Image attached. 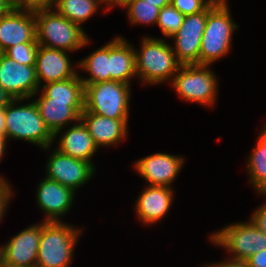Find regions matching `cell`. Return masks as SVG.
<instances>
[{"instance_id": "obj_40", "label": "cell", "mask_w": 266, "mask_h": 267, "mask_svg": "<svg viewBox=\"0 0 266 267\" xmlns=\"http://www.w3.org/2000/svg\"><path fill=\"white\" fill-rule=\"evenodd\" d=\"M150 4H155L159 9L163 8L166 5L171 4V0H146Z\"/></svg>"}, {"instance_id": "obj_33", "label": "cell", "mask_w": 266, "mask_h": 267, "mask_svg": "<svg viewBox=\"0 0 266 267\" xmlns=\"http://www.w3.org/2000/svg\"><path fill=\"white\" fill-rule=\"evenodd\" d=\"M246 261L250 267H266V250L253 254Z\"/></svg>"}, {"instance_id": "obj_20", "label": "cell", "mask_w": 266, "mask_h": 267, "mask_svg": "<svg viewBox=\"0 0 266 267\" xmlns=\"http://www.w3.org/2000/svg\"><path fill=\"white\" fill-rule=\"evenodd\" d=\"M77 123L71 124L69 129L62 132L56 149L65 155L93 163L91 159L98 147L82 121L79 120Z\"/></svg>"}, {"instance_id": "obj_15", "label": "cell", "mask_w": 266, "mask_h": 267, "mask_svg": "<svg viewBox=\"0 0 266 267\" xmlns=\"http://www.w3.org/2000/svg\"><path fill=\"white\" fill-rule=\"evenodd\" d=\"M75 192L64 185L47 177L37 185L36 202L45 214L44 222H62L73 204Z\"/></svg>"}, {"instance_id": "obj_8", "label": "cell", "mask_w": 266, "mask_h": 267, "mask_svg": "<svg viewBox=\"0 0 266 267\" xmlns=\"http://www.w3.org/2000/svg\"><path fill=\"white\" fill-rule=\"evenodd\" d=\"M212 244L232 253L228 259L246 261L253 254L266 250V234L250 220L229 224L209 237Z\"/></svg>"}, {"instance_id": "obj_27", "label": "cell", "mask_w": 266, "mask_h": 267, "mask_svg": "<svg viewBox=\"0 0 266 267\" xmlns=\"http://www.w3.org/2000/svg\"><path fill=\"white\" fill-rule=\"evenodd\" d=\"M184 15L171 4L160 9L156 25L167 38H171L181 27Z\"/></svg>"}, {"instance_id": "obj_29", "label": "cell", "mask_w": 266, "mask_h": 267, "mask_svg": "<svg viewBox=\"0 0 266 267\" xmlns=\"http://www.w3.org/2000/svg\"><path fill=\"white\" fill-rule=\"evenodd\" d=\"M213 1L225 2L227 0H171V5L187 16L204 11Z\"/></svg>"}, {"instance_id": "obj_23", "label": "cell", "mask_w": 266, "mask_h": 267, "mask_svg": "<svg viewBox=\"0 0 266 267\" xmlns=\"http://www.w3.org/2000/svg\"><path fill=\"white\" fill-rule=\"evenodd\" d=\"M247 161L249 182L257 194L266 196V140L259 135Z\"/></svg>"}, {"instance_id": "obj_21", "label": "cell", "mask_w": 266, "mask_h": 267, "mask_svg": "<svg viewBox=\"0 0 266 267\" xmlns=\"http://www.w3.org/2000/svg\"><path fill=\"white\" fill-rule=\"evenodd\" d=\"M135 47L124 37L110 40V80L129 84L136 78Z\"/></svg>"}, {"instance_id": "obj_36", "label": "cell", "mask_w": 266, "mask_h": 267, "mask_svg": "<svg viewBox=\"0 0 266 267\" xmlns=\"http://www.w3.org/2000/svg\"><path fill=\"white\" fill-rule=\"evenodd\" d=\"M130 0H100L101 4H106V10L105 11H110L114 7H123L127 2Z\"/></svg>"}, {"instance_id": "obj_41", "label": "cell", "mask_w": 266, "mask_h": 267, "mask_svg": "<svg viewBox=\"0 0 266 267\" xmlns=\"http://www.w3.org/2000/svg\"><path fill=\"white\" fill-rule=\"evenodd\" d=\"M259 134L266 140V123L264 127L261 129V131L259 132Z\"/></svg>"}, {"instance_id": "obj_32", "label": "cell", "mask_w": 266, "mask_h": 267, "mask_svg": "<svg viewBox=\"0 0 266 267\" xmlns=\"http://www.w3.org/2000/svg\"><path fill=\"white\" fill-rule=\"evenodd\" d=\"M55 0H18V7L23 8H41L53 7Z\"/></svg>"}, {"instance_id": "obj_7", "label": "cell", "mask_w": 266, "mask_h": 267, "mask_svg": "<svg viewBox=\"0 0 266 267\" xmlns=\"http://www.w3.org/2000/svg\"><path fill=\"white\" fill-rule=\"evenodd\" d=\"M210 65H182L171 85L181 99L208 107L216 104L218 81Z\"/></svg>"}, {"instance_id": "obj_37", "label": "cell", "mask_w": 266, "mask_h": 267, "mask_svg": "<svg viewBox=\"0 0 266 267\" xmlns=\"http://www.w3.org/2000/svg\"><path fill=\"white\" fill-rule=\"evenodd\" d=\"M14 7V4L10 0H0V18Z\"/></svg>"}, {"instance_id": "obj_1", "label": "cell", "mask_w": 266, "mask_h": 267, "mask_svg": "<svg viewBox=\"0 0 266 267\" xmlns=\"http://www.w3.org/2000/svg\"><path fill=\"white\" fill-rule=\"evenodd\" d=\"M52 9V7L35 8L36 40L39 45L69 53L90 44V38L83 27Z\"/></svg>"}, {"instance_id": "obj_38", "label": "cell", "mask_w": 266, "mask_h": 267, "mask_svg": "<svg viewBox=\"0 0 266 267\" xmlns=\"http://www.w3.org/2000/svg\"><path fill=\"white\" fill-rule=\"evenodd\" d=\"M9 140L7 139L6 136L4 135H0V163H1V159L3 158L4 156V153L6 152V148H7V142ZM0 179H4L6 180L5 177L1 176Z\"/></svg>"}, {"instance_id": "obj_13", "label": "cell", "mask_w": 266, "mask_h": 267, "mask_svg": "<svg viewBox=\"0 0 266 267\" xmlns=\"http://www.w3.org/2000/svg\"><path fill=\"white\" fill-rule=\"evenodd\" d=\"M19 43H37L35 9L15 6L0 18V53Z\"/></svg>"}, {"instance_id": "obj_39", "label": "cell", "mask_w": 266, "mask_h": 267, "mask_svg": "<svg viewBox=\"0 0 266 267\" xmlns=\"http://www.w3.org/2000/svg\"><path fill=\"white\" fill-rule=\"evenodd\" d=\"M0 135L6 136L5 108H0Z\"/></svg>"}, {"instance_id": "obj_16", "label": "cell", "mask_w": 266, "mask_h": 267, "mask_svg": "<svg viewBox=\"0 0 266 267\" xmlns=\"http://www.w3.org/2000/svg\"><path fill=\"white\" fill-rule=\"evenodd\" d=\"M45 125L54 135V140L66 126L80 120L84 101H60L48 98L42 91L34 100Z\"/></svg>"}, {"instance_id": "obj_31", "label": "cell", "mask_w": 266, "mask_h": 267, "mask_svg": "<svg viewBox=\"0 0 266 267\" xmlns=\"http://www.w3.org/2000/svg\"><path fill=\"white\" fill-rule=\"evenodd\" d=\"M249 219L259 230L266 234V202L259 206Z\"/></svg>"}, {"instance_id": "obj_42", "label": "cell", "mask_w": 266, "mask_h": 267, "mask_svg": "<svg viewBox=\"0 0 266 267\" xmlns=\"http://www.w3.org/2000/svg\"><path fill=\"white\" fill-rule=\"evenodd\" d=\"M10 1L14 4V6L18 7V0H10Z\"/></svg>"}, {"instance_id": "obj_19", "label": "cell", "mask_w": 266, "mask_h": 267, "mask_svg": "<svg viewBox=\"0 0 266 267\" xmlns=\"http://www.w3.org/2000/svg\"><path fill=\"white\" fill-rule=\"evenodd\" d=\"M80 120L89 131L98 148L115 146L127 137L128 119H112L89 111H83L80 115Z\"/></svg>"}, {"instance_id": "obj_18", "label": "cell", "mask_w": 266, "mask_h": 267, "mask_svg": "<svg viewBox=\"0 0 266 267\" xmlns=\"http://www.w3.org/2000/svg\"><path fill=\"white\" fill-rule=\"evenodd\" d=\"M170 187L147 185L136 200L135 212L144 224H155L171 209L174 199Z\"/></svg>"}, {"instance_id": "obj_34", "label": "cell", "mask_w": 266, "mask_h": 267, "mask_svg": "<svg viewBox=\"0 0 266 267\" xmlns=\"http://www.w3.org/2000/svg\"><path fill=\"white\" fill-rule=\"evenodd\" d=\"M203 267H250L247 261L228 259L219 263H208Z\"/></svg>"}, {"instance_id": "obj_12", "label": "cell", "mask_w": 266, "mask_h": 267, "mask_svg": "<svg viewBox=\"0 0 266 267\" xmlns=\"http://www.w3.org/2000/svg\"><path fill=\"white\" fill-rule=\"evenodd\" d=\"M41 222L31 225L0 247V262L9 267H36Z\"/></svg>"}, {"instance_id": "obj_17", "label": "cell", "mask_w": 266, "mask_h": 267, "mask_svg": "<svg viewBox=\"0 0 266 267\" xmlns=\"http://www.w3.org/2000/svg\"><path fill=\"white\" fill-rule=\"evenodd\" d=\"M75 67L78 69V66L73 67L67 51L39 45L35 61L39 88L43 82L46 85L75 77L78 74Z\"/></svg>"}, {"instance_id": "obj_14", "label": "cell", "mask_w": 266, "mask_h": 267, "mask_svg": "<svg viewBox=\"0 0 266 267\" xmlns=\"http://www.w3.org/2000/svg\"><path fill=\"white\" fill-rule=\"evenodd\" d=\"M184 157L169 153H155L134 162V168L147 185L170 187L184 166Z\"/></svg>"}, {"instance_id": "obj_3", "label": "cell", "mask_w": 266, "mask_h": 267, "mask_svg": "<svg viewBox=\"0 0 266 267\" xmlns=\"http://www.w3.org/2000/svg\"><path fill=\"white\" fill-rule=\"evenodd\" d=\"M25 99H13L5 107V125L7 139L24 140L41 147L44 151L52 149L54 135L50 132L40 116L37 105L32 101L23 103ZM20 103V104H19Z\"/></svg>"}, {"instance_id": "obj_25", "label": "cell", "mask_w": 266, "mask_h": 267, "mask_svg": "<svg viewBox=\"0 0 266 267\" xmlns=\"http://www.w3.org/2000/svg\"><path fill=\"white\" fill-rule=\"evenodd\" d=\"M48 98L60 101H84V83L79 73L72 78L40 86Z\"/></svg>"}, {"instance_id": "obj_4", "label": "cell", "mask_w": 266, "mask_h": 267, "mask_svg": "<svg viewBox=\"0 0 266 267\" xmlns=\"http://www.w3.org/2000/svg\"><path fill=\"white\" fill-rule=\"evenodd\" d=\"M81 231L63 221H42L36 267H70Z\"/></svg>"}, {"instance_id": "obj_24", "label": "cell", "mask_w": 266, "mask_h": 267, "mask_svg": "<svg viewBox=\"0 0 266 267\" xmlns=\"http://www.w3.org/2000/svg\"><path fill=\"white\" fill-rule=\"evenodd\" d=\"M100 5H102L100 0H55L52 8L82 27V23L98 12Z\"/></svg>"}, {"instance_id": "obj_10", "label": "cell", "mask_w": 266, "mask_h": 267, "mask_svg": "<svg viewBox=\"0 0 266 267\" xmlns=\"http://www.w3.org/2000/svg\"><path fill=\"white\" fill-rule=\"evenodd\" d=\"M0 85L13 99L27 101L40 94L35 65L20 64L5 53H0Z\"/></svg>"}, {"instance_id": "obj_2", "label": "cell", "mask_w": 266, "mask_h": 267, "mask_svg": "<svg viewBox=\"0 0 266 267\" xmlns=\"http://www.w3.org/2000/svg\"><path fill=\"white\" fill-rule=\"evenodd\" d=\"M139 51L135 50L137 78L143 85H157L172 81L182 64L177 60L172 45L163 38L142 37Z\"/></svg>"}, {"instance_id": "obj_5", "label": "cell", "mask_w": 266, "mask_h": 267, "mask_svg": "<svg viewBox=\"0 0 266 267\" xmlns=\"http://www.w3.org/2000/svg\"><path fill=\"white\" fill-rule=\"evenodd\" d=\"M233 21L227 1L218 2L208 12L200 45L199 65L211 66L229 53L232 35L238 28Z\"/></svg>"}, {"instance_id": "obj_28", "label": "cell", "mask_w": 266, "mask_h": 267, "mask_svg": "<svg viewBox=\"0 0 266 267\" xmlns=\"http://www.w3.org/2000/svg\"><path fill=\"white\" fill-rule=\"evenodd\" d=\"M38 48V43H19L11 46L4 53L20 64L35 65Z\"/></svg>"}, {"instance_id": "obj_9", "label": "cell", "mask_w": 266, "mask_h": 267, "mask_svg": "<svg viewBox=\"0 0 266 267\" xmlns=\"http://www.w3.org/2000/svg\"><path fill=\"white\" fill-rule=\"evenodd\" d=\"M213 1L204 11L184 17L179 30L171 37L177 60L182 65H199L200 45L205 30L208 12L217 4Z\"/></svg>"}, {"instance_id": "obj_6", "label": "cell", "mask_w": 266, "mask_h": 267, "mask_svg": "<svg viewBox=\"0 0 266 267\" xmlns=\"http://www.w3.org/2000/svg\"><path fill=\"white\" fill-rule=\"evenodd\" d=\"M129 84L110 80L84 84V110L112 119H129Z\"/></svg>"}, {"instance_id": "obj_43", "label": "cell", "mask_w": 266, "mask_h": 267, "mask_svg": "<svg viewBox=\"0 0 266 267\" xmlns=\"http://www.w3.org/2000/svg\"><path fill=\"white\" fill-rule=\"evenodd\" d=\"M0 267H9V266H6V265H4V264H2V263L0 262Z\"/></svg>"}, {"instance_id": "obj_35", "label": "cell", "mask_w": 266, "mask_h": 267, "mask_svg": "<svg viewBox=\"0 0 266 267\" xmlns=\"http://www.w3.org/2000/svg\"><path fill=\"white\" fill-rule=\"evenodd\" d=\"M12 101V96L0 85V108L7 107Z\"/></svg>"}, {"instance_id": "obj_11", "label": "cell", "mask_w": 266, "mask_h": 267, "mask_svg": "<svg viewBox=\"0 0 266 267\" xmlns=\"http://www.w3.org/2000/svg\"><path fill=\"white\" fill-rule=\"evenodd\" d=\"M46 168V176L55 180L75 193L83 184L90 181L96 172L94 163H88L59 152L57 149L49 155Z\"/></svg>"}, {"instance_id": "obj_22", "label": "cell", "mask_w": 266, "mask_h": 267, "mask_svg": "<svg viewBox=\"0 0 266 267\" xmlns=\"http://www.w3.org/2000/svg\"><path fill=\"white\" fill-rule=\"evenodd\" d=\"M76 64L78 68L85 70L90 75L89 78L80 75L84 84L110 81V42L99 47Z\"/></svg>"}, {"instance_id": "obj_30", "label": "cell", "mask_w": 266, "mask_h": 267, "mask_svg": "<svg viewBox=\"0 0 266 267\" xmlns=\"http://www.w3.org/2000/svg\"><path fill=\"white\" fill-rule=\"evenodd\" d=\"M12 185L4 179H0V222L2 221L6 210L8 208V204L10 203V199H12V195L14 194Z\"/></svg>"}, {"instance_id": "obj_26", "label": "cell", "mask_w": 266, "mask_h": 267, "mask_svg": "<svg viewBox=\"0 0 266 267\" xmlns=\"http://www.w3.org/2000/svg\"><path fill=\"white\" fill-rule=\"evenodd\" d=\"M123 8L127 9V17L131 24L155 25L157 23L160 9L146 0H130Z\"/></svg>"}]
</instances>
